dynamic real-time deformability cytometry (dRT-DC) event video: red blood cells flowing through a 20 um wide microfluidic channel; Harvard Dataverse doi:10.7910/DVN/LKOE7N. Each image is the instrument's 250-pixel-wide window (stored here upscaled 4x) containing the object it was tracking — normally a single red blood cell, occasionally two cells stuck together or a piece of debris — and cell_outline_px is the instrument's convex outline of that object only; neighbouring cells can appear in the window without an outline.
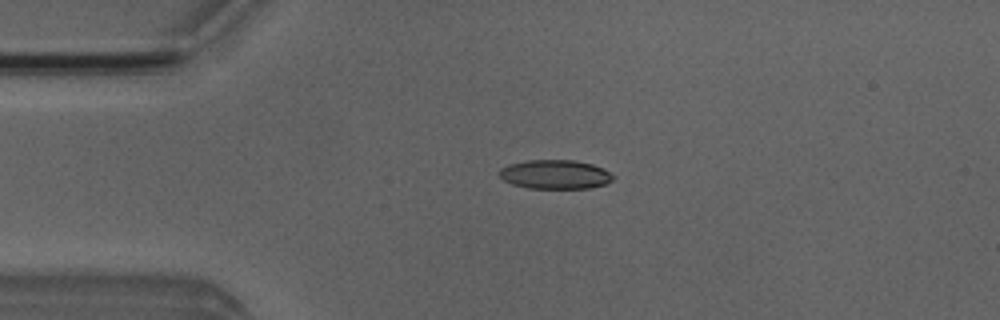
{"species": "Egyptian fruit bat (a non-hibernating species)", "species_latin": "Rousettus aegyptiacus", "temperature_condition": "room temperature", "stored_images_in_passage": 52, "camera_frame_rate_fps": 3000, "um_per_image_px": 0.085, "animal": {"sex": "male"}, "frame": {"image": 1, "passage_image": 12, "time_ms": 3.667, "image_size_px": [1000, 320], "cell_outline_px": [[616, 176], [612, 180], [604, 184], [588, 188], [528, 188], [512, 184], [504, 180], [500, 176], [500, 168], [508, 164], [528, 160], [576, 160], [592, 164]], "centroid_in_image_um": [47.17, 14.82], "position_along_channel_um": 37.8, "area_um2": 19.13}}
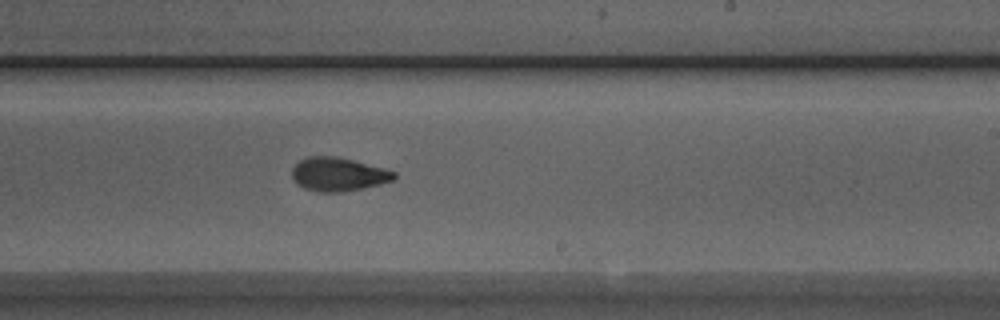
{"frame": {"image": 2, "passage_image": 31, "time_ms": 10.0, "image_size_px": [1000, 320], "cell_outline_px": [[396, 176], [392, 180], [380, 184], [340, 192], [320, 192], [304, 188], [296, 184], [292, 180], [292, 168], [300, 160], [308, 156], [336, 156], [384, 168], [396, 172]], "centroid_in_image_um": [28.71, 14.81], "position_along_channel_um": 260.3, "area_um2": 19.88}}
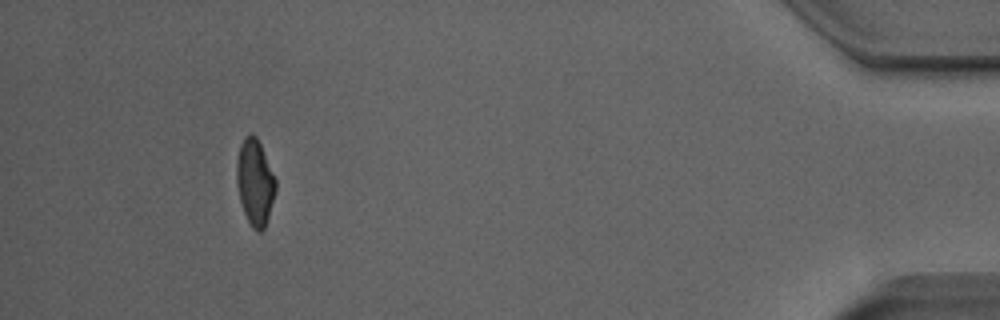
{"frame": {"image": 3, "passage_image": 48, "time_ms": 15.667, "image_size_px": [1000, 320], "cell_outline_px": [[276, 188], [268, 216], [264, 228], [260, 232], [256, 232], [252, 228], [244, 212], [240, 200], [236, 184], [236, 160], [240, 144], [244, 136], [252, 132], [256, 136], [260, 144], [276, 180]], "centroid_in_image_um": [21.64, 15.46], "position_along_channel_um": 413.6, "area_um2": 19.48}, "authors_computed_cell_mechanics": {"area_um2": 19.6809, "velocity_mm_per_s": 3.9562, "shape_relaxation_time_tau1_ms": 4.3049, "shape_relaxation_time_tau2_ms": 2.5507, "deformation_change_tau1": 0.1624, "deformation_change_tau2": 0.0744}}